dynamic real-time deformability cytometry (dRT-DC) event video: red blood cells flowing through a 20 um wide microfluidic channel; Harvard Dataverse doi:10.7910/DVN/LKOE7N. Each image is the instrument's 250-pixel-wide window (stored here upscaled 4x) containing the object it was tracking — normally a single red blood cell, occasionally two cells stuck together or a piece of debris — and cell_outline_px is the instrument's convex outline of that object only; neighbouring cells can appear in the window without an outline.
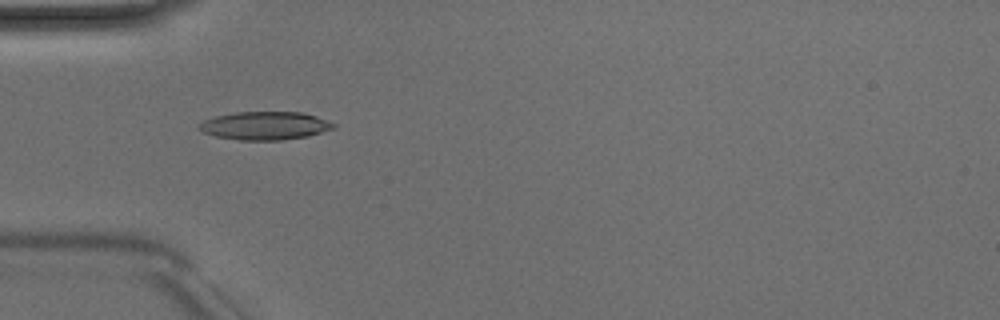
{"species": "Egyptian fruit bat (a non-hibernating species)", "species_latin": "Rousettus aegyptiacus", "temperature_condition": "room temperature", "stored_images_in_passage": 6, "camera_frame_rate_fps": 3000, "um_per_image_px": 0.085, "animal": {"sex": "male"}, "frame": {"image": 1, "passage_image": 5, "time_ms": 4.667, "image_size_px": [1000, 320], "cell_outline_px": [[336, 124], [332, 128], [308, 136], [280, 140], [240, 140], [216, 136], [200, 132], [196, 128], [204, 120], [216, 116], [236, 112], [304, 112], [316, 116]], "centroid_in_image_um": [22.48, 10.68], "position_along_channel_um": 62.5, "area_um2": 21.96}}